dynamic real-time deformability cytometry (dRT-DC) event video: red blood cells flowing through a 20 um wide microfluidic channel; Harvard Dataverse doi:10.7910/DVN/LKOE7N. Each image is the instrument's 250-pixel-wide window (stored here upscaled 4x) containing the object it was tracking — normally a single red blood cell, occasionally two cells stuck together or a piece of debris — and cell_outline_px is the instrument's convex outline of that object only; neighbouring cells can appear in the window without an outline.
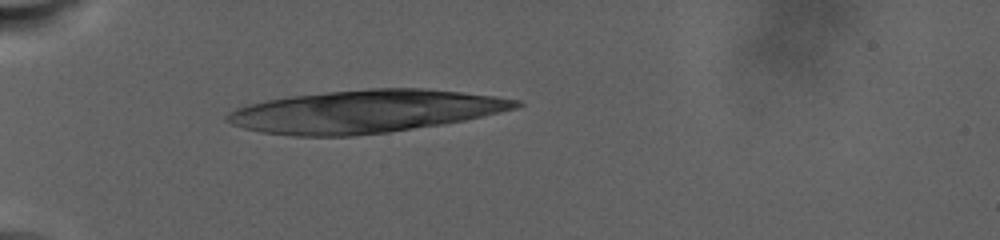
{"species": "human", "species_latin": "Homo sapiens", "temperature_condition": "warm", "stored_images_in_passage": 21, "camera_frame_rate_fps": 3000, "um_per_image_px": 0.085, "donor": {"sex": "male"}, "frame": {"image": 1, "passage_image": 1, "time_ms": 0.0, "image_size_px": [1000, 240], "cell_outline_px": [[524, 104], [516, 108], [500, 112], [464, 120], [444, 124], [388, 132], [352, 136], [292, 136], [260, 132], [244, 128], [232, 124], [224, 120], [224, 116], [228, 112], [236, 108], [248, 104], [288, 96], [368, 88], [424, 88], [496, 96], [520, 100]], "centroid_in_image_um": [31.01, 9.47], "position_along_channel_um": 54.0, "area_um2": 71.9}}
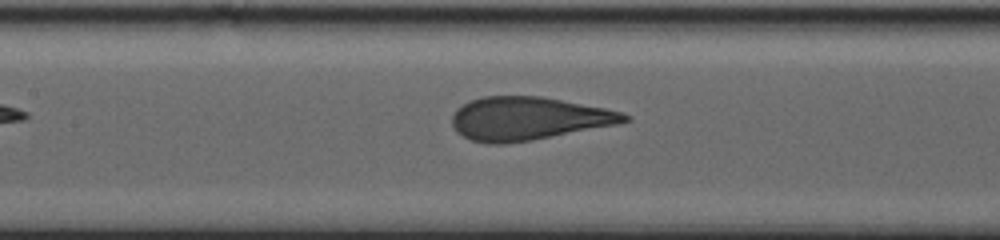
{"frame": {"image": 2, "passage_image": 11, "time_ms": 2.667, "image_size_px": [1000, 240], "cell_outline_px": [[632, 120], [616, 124], [532, 140], [504, 144], [488, 144], [472, 140], [456, 132], [452, 124], [452, 116], [456, 108], [468, 100], [484, 96], [540, 96], [604, 108], [624, 112], [632, 116]], "centroid_in_image_um": [44.87, 10.07], "position_along_channel_um": 162.5, "area_um2": 43.35}}
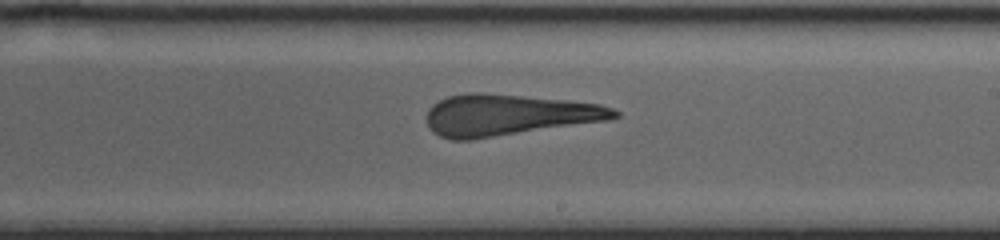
{"frame": {"image": 3, "passage_image": 17, "time_ms": 4.0, "image_size_px": [1000, 240], "cell_outline_px": [[620, 116], [608, 120], [472, 140], [452, 140], [440, 136], [432, 132], [428, 124], [428, 108], [432, 104], [448, 96], [472, 92], [480, 92], [568, 100], [600, 104], [612, 108], [620, 112]], "centroid_in_image_um": [43.21, 9.77], "position_along_channel_um": 245.8, "area_um2": 45.2}}